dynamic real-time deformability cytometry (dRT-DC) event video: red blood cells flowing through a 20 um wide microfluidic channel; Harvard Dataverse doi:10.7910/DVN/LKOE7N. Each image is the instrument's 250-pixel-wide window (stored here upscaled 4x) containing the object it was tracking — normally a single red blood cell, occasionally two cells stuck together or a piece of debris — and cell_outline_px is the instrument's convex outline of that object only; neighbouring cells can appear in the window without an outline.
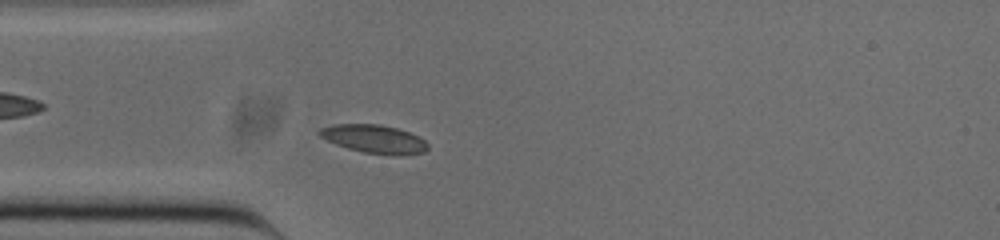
{"species": "common noctule bat (a hibernating species)", "species_latin": "Nyctalus noctula", "temperature_condition": "cold", "stored_images_in_passage": 46, "camera_frame_rate_fps": 3000, "um_per_image_px": 0.085, "animal": {"sex": "male", "body_mass_g": 20.0, "forearm_length_mm": 53.3}, "frame": {"image": 1, "passage_image": 7, "time_ms": 2.0, "image_size_px": [1000, 240], "cell_outline_px": [[428, 148], [424, 152], [400, 156], [364, 152], [348, 148], [336, 144], [320, 136], [316, 132], [320, 128], [332, 124], [380, 124], [396, 128], [420, 136], [428, 144]], "centroid_in_image_um": [31.81, 11.81], "position_along_channel_um": 53.2, "area_um2": 17.92}}
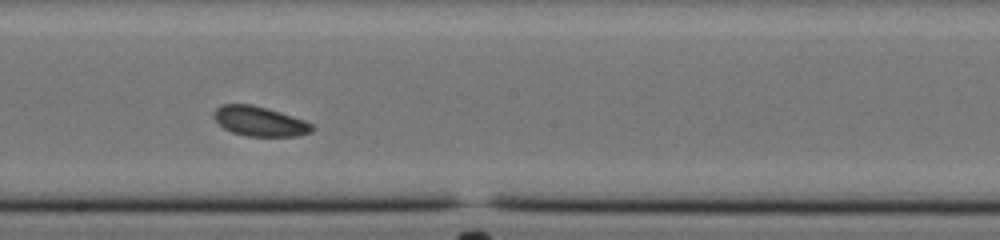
{"frame": {"image": 2, "passage_image": 21, "time_ms": 6.667, "image_size_px": [1000, 240], "cell_outline_px": [[316, 128], [312, 132], [300, 136], [244, 136], [232, 132], [224, 128], [212, 116], [212, 112], [220, 104], [252, 104], [268, 108], [304, 120], [312, 124]], "centroid_in_image_um": [22.07, 10.31], "position_along_channel_um": 226.1, "area_um2": 17.22}}
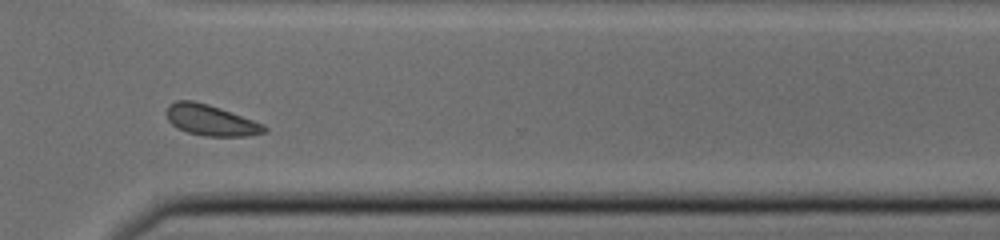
{"frame": {"image": 3, "passage_image": 31, "time_ms": 10.0, "image_size_px": [1000, 240], "cell_outline_px": [[268, 132], [248, 136], [204, 136], [188, 132], [176, 128], [168, 120], [168, 104], [176, 100], [192, 100], [208, 104], [220, 108], [264, 124], [268, 128]], "centroid_in_image_um": [17.94, 10.22], "position_along_channel_um": 352.7, "area_um2": 17.57}, "authors_computed_cell_mechanics": {"area_um2": 17.34, "velocity_mm_per_s": 3.782, "shape_relaxation_time_tau1_ms": 7.1205, "shape_relaxation_time_tau2_ms": 6.0218, "deformation_change_tau1": 0.0693, "deformation_change_tau2": 0.0974}}